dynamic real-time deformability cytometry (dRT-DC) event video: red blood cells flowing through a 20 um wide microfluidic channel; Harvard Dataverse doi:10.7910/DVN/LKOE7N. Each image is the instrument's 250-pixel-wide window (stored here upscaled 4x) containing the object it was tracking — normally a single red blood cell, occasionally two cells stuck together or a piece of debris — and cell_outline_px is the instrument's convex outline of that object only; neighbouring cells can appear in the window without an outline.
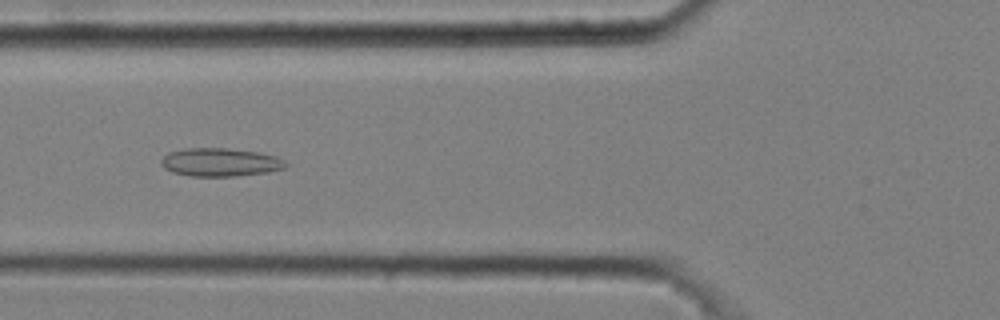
{"species": "common noctule bat (a hibernating species)", "species_latin": "Nyctalus noctula", "temperature_condition": "cold", "stored_images_in_passage": 8, "camera_frame_rate_fps": 3000, "um_per_image_px": 0.085, "animal": {"sex": "male", "body_mass_g": 20.4}, "frame": {"image": 1, "passage_image": 6, "time_ms": 1.667, "image_size_px": [1000, 320], "cell_outline_px": [[288, 164], [284, 168], [268, 172], [236, 176], [192, 176], [172, 172], [164, 168], [160, 164], [160, 160], [168, 152], [188, 148], [224, 148], [256, 152], [276, 156], [284, 160]], "centroid_in_image_um": [18.7, 13.79], "position_along_channel_um": 107.1, "area_um2": 20.46}}
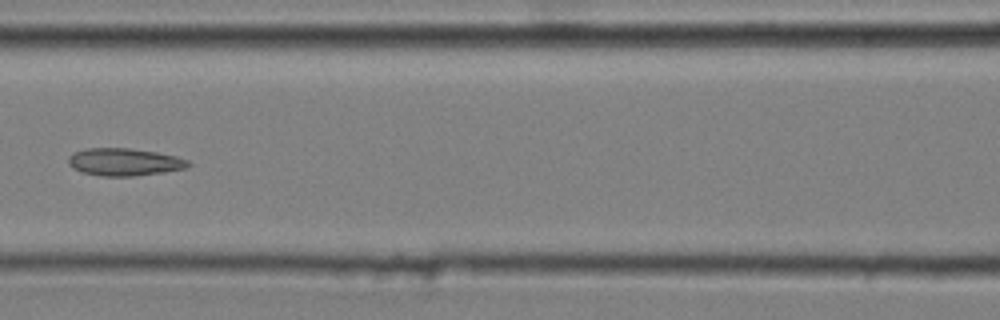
{"frame": {"image": 2, "passage_image": 7, "time_ms": 2.0, "image_size_px": [1000, 320], "cell_outline_px": [[192, 164], [188, 168], [164, 172], [132, 176], [104, 176], [80, 172], [72, 168], [68, 164], [68, 156], [72, 152], [88, 148], [128, 148], [156, 152], [176, 156], [188, 160]], "centroid_in_image_um": [10.56, 13.77], "position_along_channel_um": 156.0, "area_um2": 19.36}}
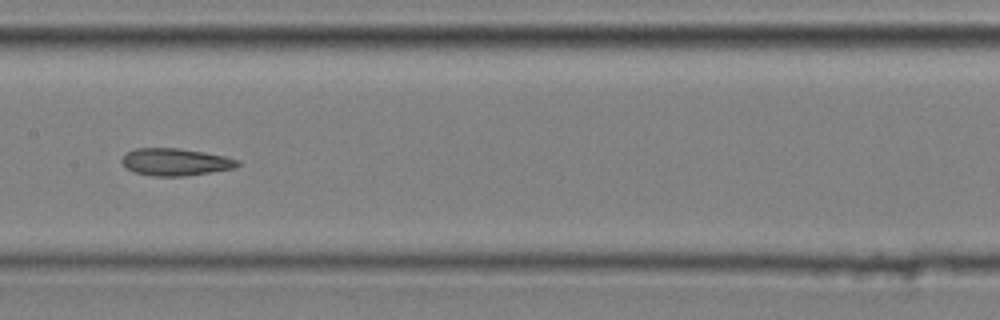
{"frame": {"image": 3, "passage_image": 8, "time_ms": 2.333, "image_size_px": [1000, 320], "cell_outline_px": [[240, 164], [236, 168], [184, 176], [152, 176], [136, 172], [128, 168], [120, 160], [128, 152], [136, 148], [176, 148], [204, 152], [224, 156], [240, 160]], "centroid_in_image_um": [14.95, 13.77], "position_along_channel_um": 192.5, "area_um2": 18.21}}